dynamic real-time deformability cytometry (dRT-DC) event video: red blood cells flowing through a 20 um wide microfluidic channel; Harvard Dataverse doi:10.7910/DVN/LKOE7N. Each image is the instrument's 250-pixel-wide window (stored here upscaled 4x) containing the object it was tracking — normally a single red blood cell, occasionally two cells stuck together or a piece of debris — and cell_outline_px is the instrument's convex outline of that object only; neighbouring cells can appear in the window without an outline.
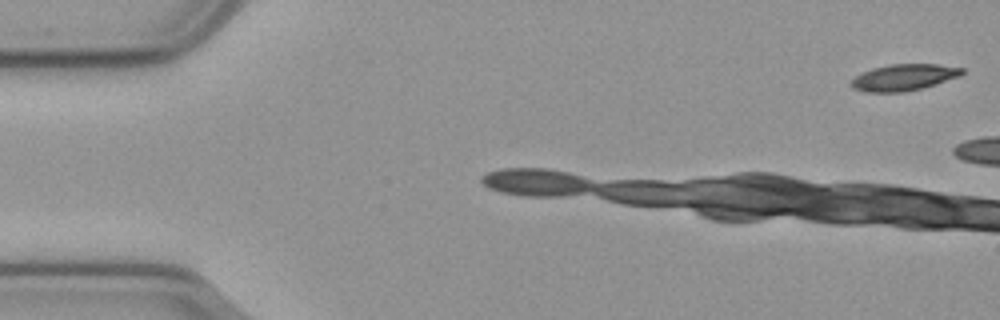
{"species": "common noctule bat (a hibernating species)", "species_latin": "Nyctalus noctula", "temperature_condition": "cold", "stored_images_in_passage": 5, "camera_frame_rate_fps": 3000, "um_per_image_px": 0.085, "animal": {"sex": "male", "body_mass_g": 23.1, "forearm_length_mm": 52.7}, "frame": {"image": 1, "passage_image": 1, "time_ms": 0.0, "image_size_px": [1000, 320], "cell_outline_px": [[964, 72], [960, 76], [924, 88], [904, 92], [864, 92], [852, 88], [848, 84], [860, 72], [872, 68], [888, 64], [940, 64], [964, 68]], "centroid_in_image_um": [76.8, 6.58], "position_along_channel_um": 8.2, "area_um2": 17.4}}